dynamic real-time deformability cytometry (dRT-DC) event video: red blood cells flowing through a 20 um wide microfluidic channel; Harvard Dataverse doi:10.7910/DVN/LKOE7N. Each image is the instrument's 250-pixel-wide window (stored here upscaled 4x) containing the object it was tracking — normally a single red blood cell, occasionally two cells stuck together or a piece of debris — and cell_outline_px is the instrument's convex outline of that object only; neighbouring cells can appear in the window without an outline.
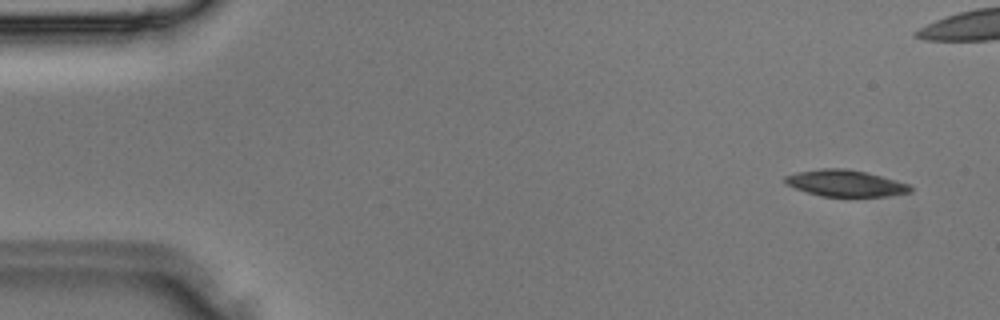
{"species": "Egyptian fruit bat (a non-hibernating species)", "species_latin": "Rousettus aegyptiacus", "temperature_condition": "room temperature", "stored_images_in_passage": 37, "camera_frame_rate_fps": 3000, "um_per_image_px": 0.085, "animal": {"sex": "male"}, "frame": {"image": 1, "passage_image": 2, "time_ms": 0.333, "image_size_px": [1000, 320], "cell_outline_px": [[912, 192], [888, 196], [820, 196], [796, 188], [788, 184], [784, 180], [784, 176], [796, 172], [820, 168], [844, 168], [864, 172], [896, 180], [908, 184], [912, 188]], "centroid_in_image_um": [71.86, 15.57], "position_along_channel_um": 13.1, "area_um2": 19.13}}
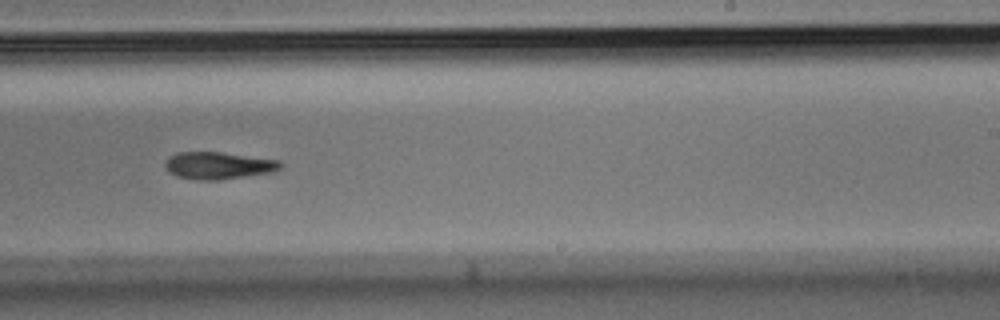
{"frame": {"image": 2, "passage_image": 22, "time_ms": 7.0, "image_size_px": [1000, 320], "cell_outline_px": [[284, 164], [280, 168], [272, 172], [220, 180], [200, 180], [176, 176], [164, 164], [168, 156], [176, 152], [220, 152], [280, 160]], "centroid_in_image_um": [18.58, 14.06], "position_along_channel_um": 270.4, "area_um2": 18.21}}
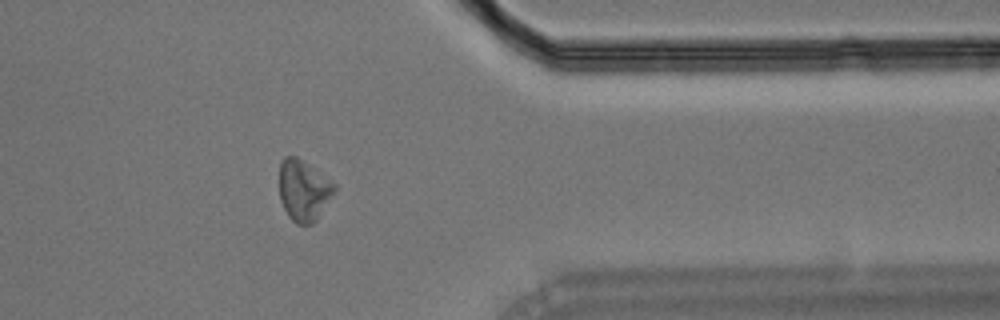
{"frame": {"image": 3, "passage_image": 29, "time_ms": 9.333, "image_size_px": [1000, 320], "cell_outline_px": [[336, 192], [316, 220], [312, 224], [296, 224], [288, 216], [280, 200], [280, 160], [284, 156], [296, 156], [336, 184]], "centroid_in_image_um": [25.81, 16.19], "position_along_channel_um": 385.6, "area_um2": 19.59}}